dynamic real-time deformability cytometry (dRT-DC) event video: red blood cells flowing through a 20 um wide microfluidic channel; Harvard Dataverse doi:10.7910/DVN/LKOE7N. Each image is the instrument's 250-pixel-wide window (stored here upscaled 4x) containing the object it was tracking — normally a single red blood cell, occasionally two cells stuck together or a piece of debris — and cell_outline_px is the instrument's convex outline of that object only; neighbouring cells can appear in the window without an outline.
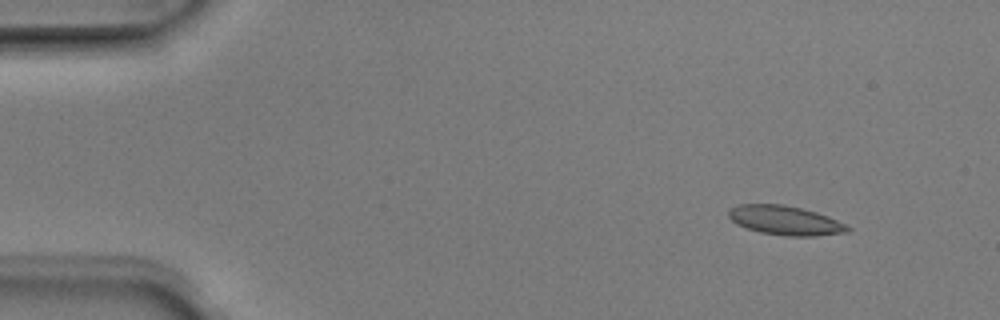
{"species": "Egyptian fruit bat (a non-hibernating species)", "species_latin": "Rousettus aegyptiacus", "temperature_condition": "room temperature", "stored_images_in_passage": 4, "camera_frame_rate_fps": 3000, "um_per_image_px": 0.085, "animal": {"sex": "male"}, "frame": {"image": 1, "passage_image": 2, "time_ms": 0.333, "image_size_px": [1000, 320], "cell_outline_px": [[852, 228], [848, 232], [816, 236], [788, 236], [760, 232], [736, 224], [728, 216], [728, 212], [736, 204], [780, 204], [800, 208], [816, 212], [828, 216]], "centroid_in_image_um": [66.74, 18.73], "position_along_channel_um": 18.3, "area_um2": 20.11}}